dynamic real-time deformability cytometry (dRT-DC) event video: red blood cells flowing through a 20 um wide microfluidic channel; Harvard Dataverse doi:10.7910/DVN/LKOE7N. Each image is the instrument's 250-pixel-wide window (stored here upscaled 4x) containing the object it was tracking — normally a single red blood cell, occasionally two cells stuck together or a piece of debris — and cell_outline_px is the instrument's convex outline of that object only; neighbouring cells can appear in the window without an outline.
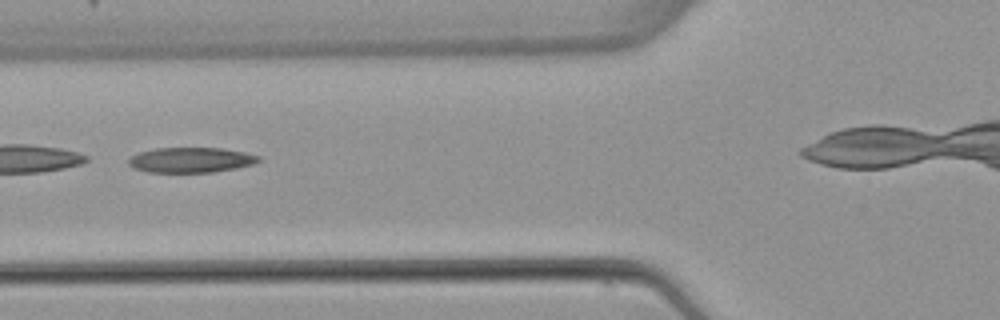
{"species": "common noctule bat (a hibernating species)", "species_latin": "Nyctalus noctula", "temperature_condition": "warm", "stored_images_in_passage": 6, "camera_frame_rate_fps": 3000, "um_per_image_px": 0.085, "animal": {"sex": "female", "body_mass_g": 22.7, "forearm_length_mm": 54.2}, "frame": {"image": 1, "passage_image": 3, "time_ms": 2.333, "image_size_px": [1000, 320], "cell_outline_px": [[260, 160], [256, 164], [236, 168], [212, 172], [148, 172], [132, 168], [128, 164], [128, 160], [132, 156], [140, 152], [156, 148], [224, 148], [244, 152], [260, 156]], "centroid_in_image_um": [16.24, 13.6], "position_along_channel_um": 109.6, "area_um2": 19.13}}
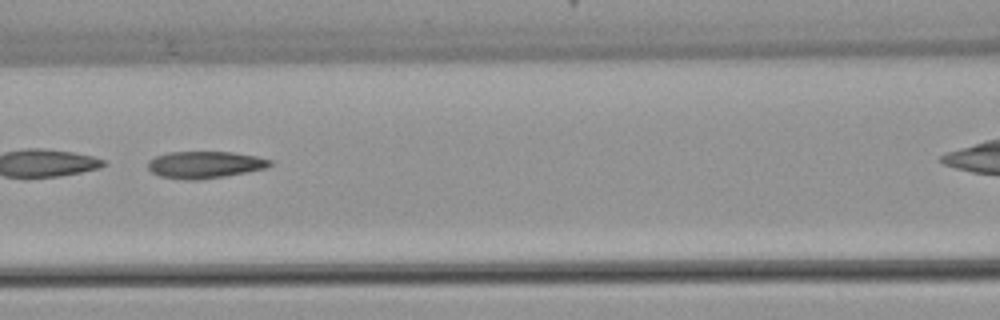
{"frame": {"image": 2, "passage_image": 4, "time_ms": 3.333, "image_size_px": [1000, 320], "cell_outline_px": [[272, 164], [268, 168], [248, 172], [200, 180], [188, 180], [160, 176], [152, 172], [148, 168], [148, 160], [156, 156], [168, 152], [232, 152], [256, 156], [272, 160]], "centroid_in_image_um": [17.43, 14.0], "position_along_channel_um": 149.2, "area_um2": 19.25}}